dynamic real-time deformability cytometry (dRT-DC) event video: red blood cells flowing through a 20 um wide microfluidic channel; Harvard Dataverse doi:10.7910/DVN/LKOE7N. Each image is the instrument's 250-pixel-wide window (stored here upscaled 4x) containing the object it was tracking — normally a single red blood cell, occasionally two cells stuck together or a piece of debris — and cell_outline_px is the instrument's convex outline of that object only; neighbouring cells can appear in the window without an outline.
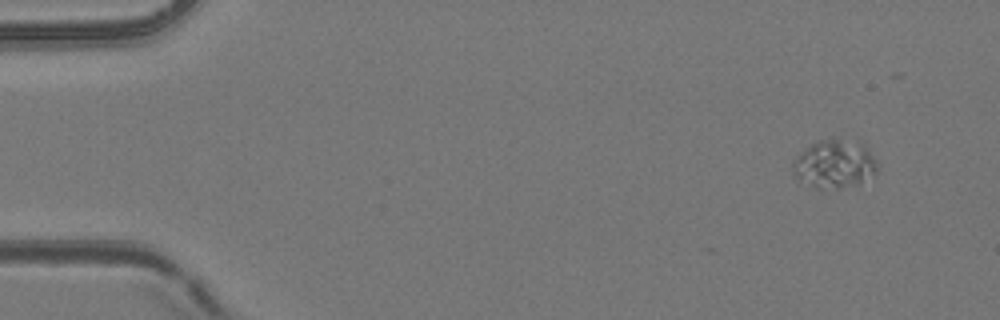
{"species": "common noctule bat (a hibernating species)", "species_latin": "Nyctalus noctula", "temperature_condition": "room temperature", "stored_images_in_passage": 6, "camera_frame_rate_fps": 3000, "um_per_image_px": 0.085, "animal": {"sex": "female", "body_mass_g": 24.6, "forearm_length_mm": 56.2}, "frame": {"image": 1, "passage_image": 1, "time_ms": 0.0, "image_size_px": [1000, 320], "cell_outline_px": [[880, 168], [872, 176], [856, 184], [836, 188], [816, 188], [796, 176], [792, 168], [792, 160], [812, 144], [820, 140], [832, 136], [864, 144], [876, 160]], "centroid_in_image_um": [70.96, 13.9], "position_along_channel_um": 14.0, "area_um2": 23.64}}